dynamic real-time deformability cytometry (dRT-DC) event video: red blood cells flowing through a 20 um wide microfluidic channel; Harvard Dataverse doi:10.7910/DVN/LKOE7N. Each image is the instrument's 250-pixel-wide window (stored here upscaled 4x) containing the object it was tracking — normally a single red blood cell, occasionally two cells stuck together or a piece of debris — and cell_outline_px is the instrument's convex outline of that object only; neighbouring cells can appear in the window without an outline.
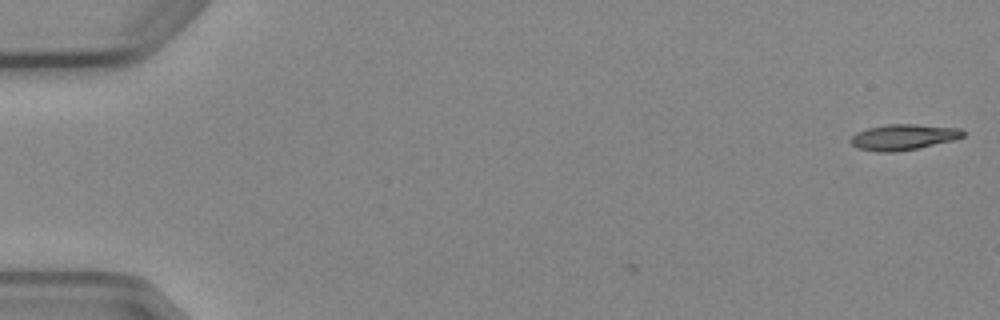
{"species": "Egyptian fruit bat (a non-hibernating species)", "species_latin": "Rousettus aegyptiacus", "temperature_condition": "cold", "stored_images_in_passage": 3, "camera_frame_rate_fps": 3000, "um_per_image_px": 0.085, "animal": {"sex": "female"}, "frame": {"image": 1, "passage_image": 1, "time_ms": 0.0, "image_size_px": [1000, 320], "cell_outline_px": [[964, 136], [956, 140], [896, 152], [876, 152], [856, 148], [848, 140], [856, 132], [868, 128], [888, 124], [916, 124], [964, 128]], "centroid_in_image_um": [76.8, 11.65], "position_along_channel_um": 8.2, "area_um2": 17.11}}